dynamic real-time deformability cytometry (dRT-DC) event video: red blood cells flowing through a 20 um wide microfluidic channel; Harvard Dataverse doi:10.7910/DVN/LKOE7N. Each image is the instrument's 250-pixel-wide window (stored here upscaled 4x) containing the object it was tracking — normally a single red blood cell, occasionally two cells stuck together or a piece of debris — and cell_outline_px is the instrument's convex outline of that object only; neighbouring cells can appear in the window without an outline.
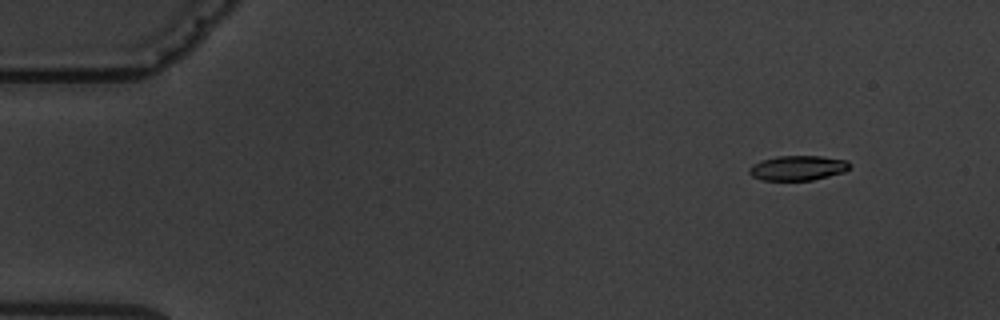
{"species": "common noctule bat (a hibernating species)", "species_latin": "Nyctalus noctula", "temperature_condition": "warm", "stored_images_in_passage": 4, "camera_frame_rate_fps": 3000, "um_per_image_px": 0.085, "animal": {"sex": "male", "body_mass_g": 19.5, "forearm_length_mm": 54.6}, "frame": {"image": 1, "passage_image": 1, "time_ms": 0.0, "image_size_px": [1000, 320], "cell_outline_px": [[852, 164], [844, 172], [812, 180], [760, 180], [752, 176], [748, 172], [748, 168], [752, 164], [760, 160], [776, 156], [820, 156], [848, 160]], "centroid_in_image_um": [67.79, 14.27], "position_along_channel_um": 17.2, "area_um2": 14.68}}
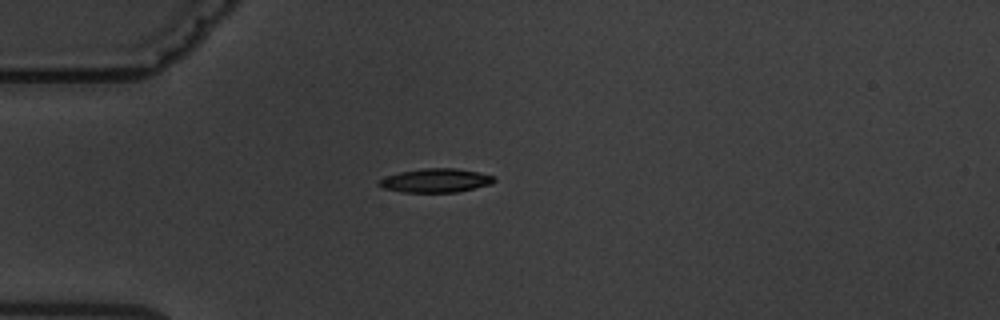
{"frame": {"image": 2, "passage_image": 4, "time_ms": 3.333, "image_size_px": [1000, 320], "cell_outline_px": [[496, 180], [492, 184], [456, 192], [404, 192], [384, 188], [376, 184], [380, 180], [388, 176], [400, 172], [424, 168], [456, 168], [476, 172], [492, 176]], "centroid_in_image_um": [37.03, 15.34], "position_along_channel_um": 48.0, "area_um2": 15.72}}